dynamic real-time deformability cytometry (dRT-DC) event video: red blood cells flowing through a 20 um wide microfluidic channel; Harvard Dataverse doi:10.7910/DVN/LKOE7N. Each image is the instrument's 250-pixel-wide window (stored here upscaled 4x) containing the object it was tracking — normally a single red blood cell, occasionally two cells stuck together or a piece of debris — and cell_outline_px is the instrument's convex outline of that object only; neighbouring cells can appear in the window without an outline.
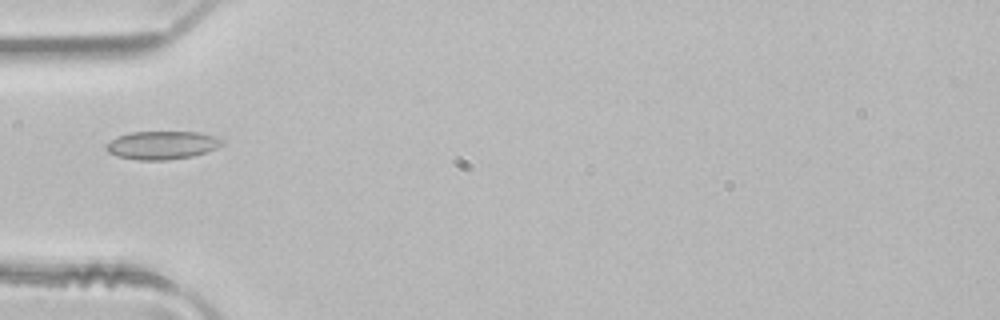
{"species": "common noctule bat (a hibernating species)", "species_latin": "Nyctalus noctula", "temperature_condition": "room temperature", "stored_images_in_passage": 5, "camera_frame_rate_fps": 3000, "um_per_image_px": 0.085, "animal": {"sex": "male", "body_mass_g": 21.5, "forearm_length_mm": 52.0}, "frame": {"image": 1, "passage_image": 5, "time_ms": 1.333, "image_size_px": [1000, 320], "cell_outline_px": [[224, 144], [216, 148], [192, 156], [168, 160], [140, 160], [116, 156], [108, 152], [104, 148], [104, 144], [116, 136], [132, 132], [196, 132], [212, 136], [224, 140]], "centroid_in_image_um": [13.71, 12.34], "position_along_channel_um": 71.3, "area_um2": 19.07}}